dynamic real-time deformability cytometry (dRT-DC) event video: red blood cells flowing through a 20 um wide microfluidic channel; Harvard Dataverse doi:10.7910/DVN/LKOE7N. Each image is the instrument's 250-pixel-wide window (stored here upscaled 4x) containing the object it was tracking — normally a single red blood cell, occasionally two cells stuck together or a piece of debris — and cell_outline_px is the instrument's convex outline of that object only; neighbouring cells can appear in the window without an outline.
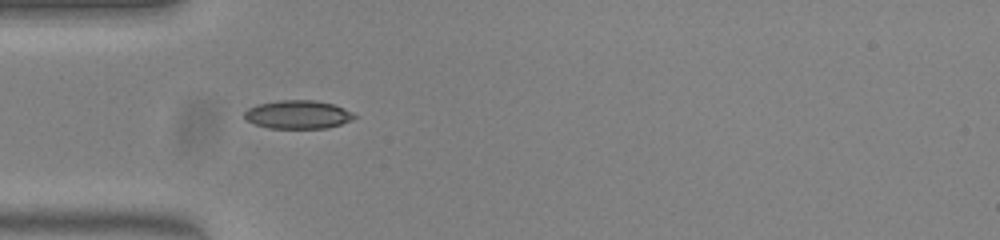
{"species": "common noctule bat (a hibernating species)", "species_latin": "Nyctalus noctula", "temperature_condition": "warm", "stored_images_in_passage": 37, "camera_frame_rate_fps": 3000, "um_per_image_px": 0.085, "animal": {"sex": "female", "body_mass_g": 23.0, "forearm_length_mm": 53.4}, "frame": {"image": 1, "passage_image": 1, "time_ms": 0.0, "image_size_px": [1000, 240], "cell_outline_px": [[356, 116], [340, 124], [324, 128], [272, 128], [256, 124], [248, 120], [244, 116], [244, 112], [248, 108], [260, 104], [280, 100], [312, 100], [332, 104], [352, 112]], "centroid_in_image_um": [25.3, 9.73], "position_along_channel_um": 59.7, "area_um2": 17.69}}
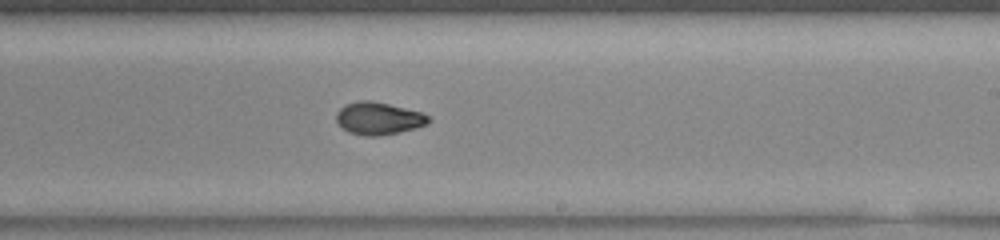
{"frame": {"image": 2, "passage_image": 16, "time_ms": 5.0, "image_size_px": [1000, 240], "cell_outline_px": [[432, 120], [424, 124], [412, 128], [396, 132], [376, 136], [368, 136], [348, 132], [336, 120], [336, 112], [340, 108], [348, 104], [360, 100], [368, 100], [388, 104], [420, 112], [428, 116]], "centroid_in_image_um": [32.13, 10.05], "position_along_channel_um": 256.9, "area_um2": 16.88}}
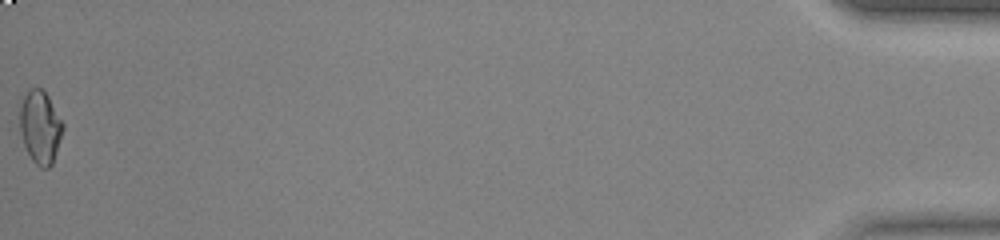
{"frame": {"image": 3, "passage_image": 37, "time_ms": 12.0, "image_size_px": [1000, 240], "cell_outline_px": [[64, 128], [52, 164], [48, 168], [40, 168], [32, 160], [24, 144], [20, 132], [20, 108], [24, 96], [32, 88], [40, 88], [48, 96], [64, 124]], "centroid_in_image_um": [3.43, 10.83], "position_along_channel_um": 431.8, "area_um2": 18.03}, "authors_computed_cell_mechanics": {"area_um2": 17.051, "velocity_mm_per_s": 3.9873, "shape_relaxation_time_tau1_ms": 6.8415, "shape_relaxation_time_tau2_ms": 1.3463, "deformation_change_tau1": 0.2074, "deformation_change_tau2": 0.0512}}